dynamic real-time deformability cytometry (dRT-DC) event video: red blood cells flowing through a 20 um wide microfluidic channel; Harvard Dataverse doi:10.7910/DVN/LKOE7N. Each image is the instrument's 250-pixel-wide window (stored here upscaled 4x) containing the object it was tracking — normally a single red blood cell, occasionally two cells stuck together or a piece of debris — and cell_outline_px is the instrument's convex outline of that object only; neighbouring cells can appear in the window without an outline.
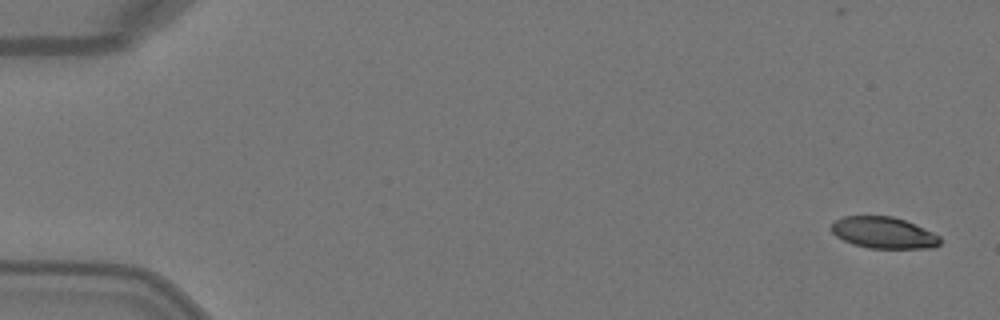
{"species": "Egyptian fruit bat (a non-hibernating species)", "species_latin": "Rousettus aegyptiacus", "temperature_condition": "warm", "stored_images_in_passage": 6, "camera_frame_rate_fps": 3000, "um_per_image_px": 0.085, "animal": {"sex": "female"}, "frame": {"image": 1, "passage_image": 1, "time_ms": 0.0, "image_size_px": [1000, 320], "cell_outline_px": [[940, 244], [936, 248], [868, 248], [852, 244], [836, 236], [832, 232], [832, 224], [836, 220], [844, 216], [892, 216], [904, 220], [932, 232], [940, 236]], "centroid_in_image_um": [75.11, 19.79], "position_along_channel_um": 9.9, "area_um2": 19.83}}
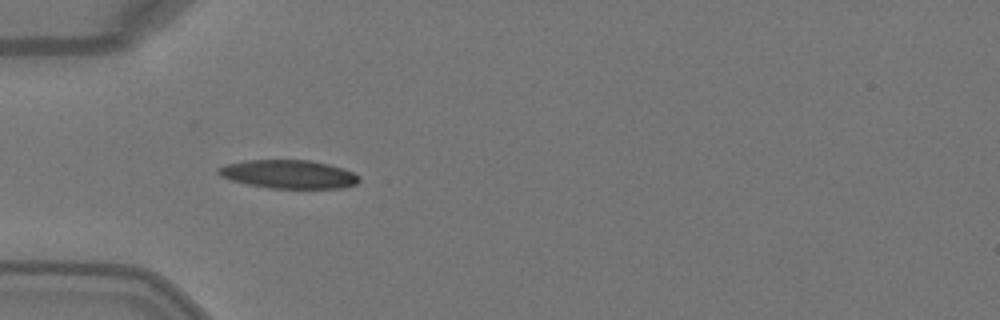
{"frame": {"image": 2, "passage_image": 5, "time_ms": 1.333, "image_size_px": [1000, 320], "cell_outline_px": [[360, 180], [356, 184], [344, 188], [268, 188], [248, 184], [232, 180], [220, 176], [216, 172], [216, 168], [228, 164], [244, 160], [308, 160], [328, 164], [352, 172], [360, 176]], "centroid_in_image_um": [24.52, 14.81], "position_along_channel_um": 60.5, "area_um2": 23.29}}
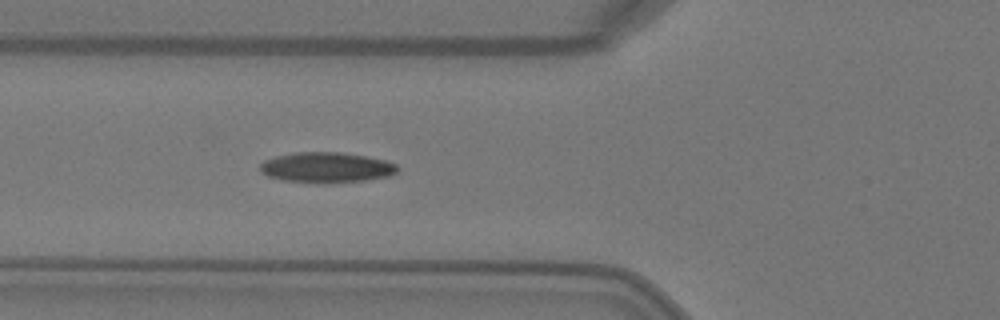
{"frame": {"image": 3, "passage_image": 6, "time_ms": 1.667, "image_size_px": [1000, 320], "cell_outline_px": [[396, 172], [388, 176], [364, 180], [324, 184], [284, 180], [268, 176], [260, 172], [260, 164], [264, 160], [276, 156], [292, 152], [340, 152], [364, 156], [384, 160], [396, 164]], "centroid_in_image_um": [27.69, 14.23], "position_along_channel_um": 98.1, "area_um2": 24.28}}